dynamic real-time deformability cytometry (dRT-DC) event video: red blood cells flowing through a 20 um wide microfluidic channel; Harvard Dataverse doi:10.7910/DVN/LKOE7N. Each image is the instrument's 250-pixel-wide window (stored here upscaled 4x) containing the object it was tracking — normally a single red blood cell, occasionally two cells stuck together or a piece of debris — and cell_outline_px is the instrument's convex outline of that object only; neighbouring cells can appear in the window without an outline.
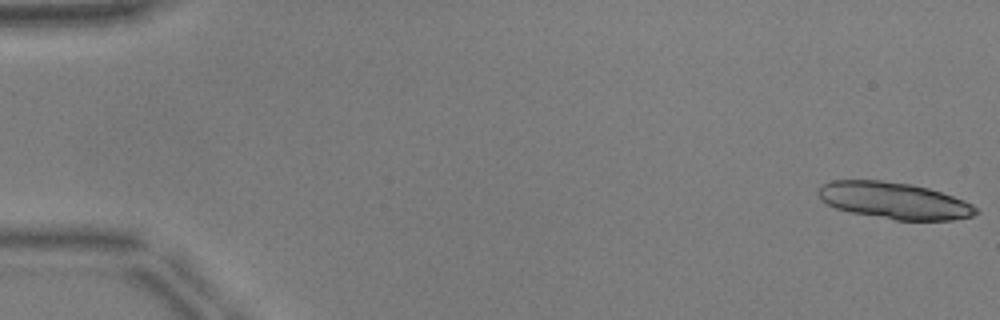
{"species": "common noctule bat (a hibernating species)", "species_latin": "Nyctalus noctula", "temperature_condition": "warm", "stored_images_in_passage": 53, "segment_of_instrument_passage": [1, 2], "camera_frame_rate_fps": 3000, "um_per_image_px": 0.085, "animal": {"sex": "male", "body_mass_g": 17.9, "forearm_length_mm": 54.2}, "frame": {"image": 1, "passage_image": 1, "time_ms": 0.0, "image_size_px": [1000, 320], "cell_outline_px": [[980, 212], [972, 216], [952, 220], [896, 220], [852, 212], [836, 208], [820, 200], [816, 192], [820, 184], [832, 180], [880, 180], [912, 184], [928, 188], [964, 200], [972, 204]], "centroid_in_image_um": [75.97, 17.04], "position_along_channel_um": 9.0, "area_um2": 33.7}}